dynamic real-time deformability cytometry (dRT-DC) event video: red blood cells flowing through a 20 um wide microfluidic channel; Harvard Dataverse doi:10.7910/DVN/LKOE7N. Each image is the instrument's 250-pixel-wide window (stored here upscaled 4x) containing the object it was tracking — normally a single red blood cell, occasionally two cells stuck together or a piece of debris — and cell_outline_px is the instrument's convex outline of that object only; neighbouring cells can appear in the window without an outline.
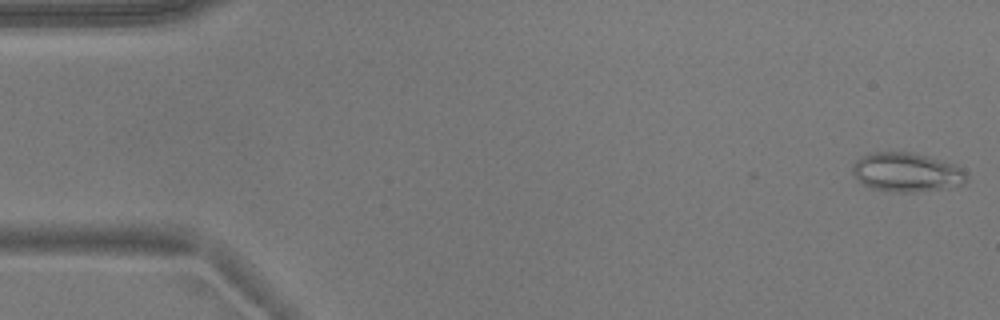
{"species": "common noctule bat (a hibernating species)", "species_latin": "Nyctalus noctula", "temperature_condition": "warm", "stored_images_in_passage": 53, "camera_frame_rate_fps": 3000, "um_per_image_px": 0.085, "animal": {"sex": "male", "body_mass_g": 17.9}, "frame": {"image": 1, "passage_image": 1, "time_ms": 0.0, "image_size_px": [1000, 320], "cell_outline_px": [[968, 180], [964, 184], [948, 188], [912, 192], [896, 192], [872, 188], [864, 184], [852, 172], [852, 164], [860, 156], [872, 152], [912, 152], [956, 164], [968, 176]], "centroid_in_image_um": [77.08, 14.63], "position_along_channel_um": 7.9, "area_um2": 26.01}}
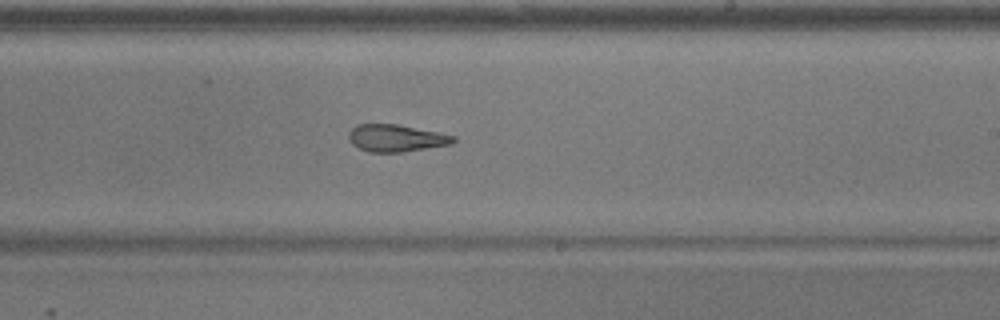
{"frame": {"image": 2, "passage_image": 31, "time_ms": 10.0, "image_size_px": [1000, 320], "cell_outline_px": [[456, 140], [452, 144], [404, 152], [368, 152], [352, 144], [348, 140], [348, 132], [356, 124], [396, 124], [440, 132], [456, 136]], "centroid_in_image_um": [33.67, 11.74], "position_along_channel_um": 255.3, "area_um2": 16.76}}
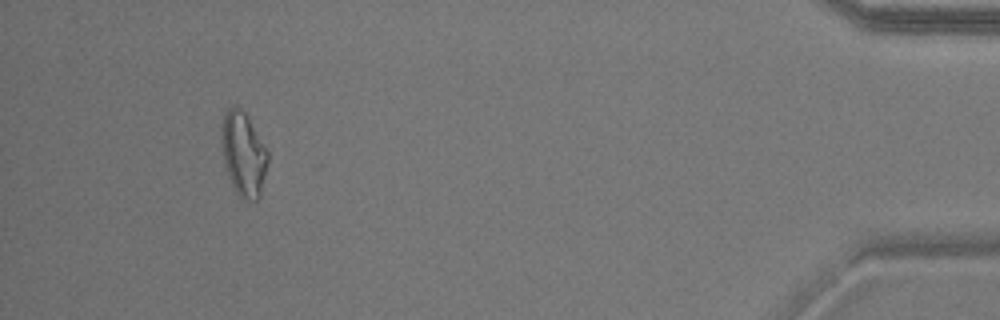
{"frame": {"image": 3, "passage_image": 49, "time_ms": 16.0, "image_size_px": [1000, 320], "cell_outline_px": [[268, 164], [260, 196], [256, 200], [244, 200], [236, 192], [232, 184], [224, 164], [220, 140], [220, 128], [224, 112], [232, 104], [236, 104], [248, 116], [268, 152]], "centroid_in_image_um": [20.67, 13.04], "position_along_channel_um": 414.5, "area_um2": 23.06}, "authors_computed_cell_mechanics": {"area_um2": 20.6346, "velocity_mm_per_s": 3.7787, "shape_relaxation_time_tau1_ms": null, "shape_relaxation_time_tau2_ms": 2.9975, "deformation_change_tau1": null, "deformation_change_tau2": 0.1157}}